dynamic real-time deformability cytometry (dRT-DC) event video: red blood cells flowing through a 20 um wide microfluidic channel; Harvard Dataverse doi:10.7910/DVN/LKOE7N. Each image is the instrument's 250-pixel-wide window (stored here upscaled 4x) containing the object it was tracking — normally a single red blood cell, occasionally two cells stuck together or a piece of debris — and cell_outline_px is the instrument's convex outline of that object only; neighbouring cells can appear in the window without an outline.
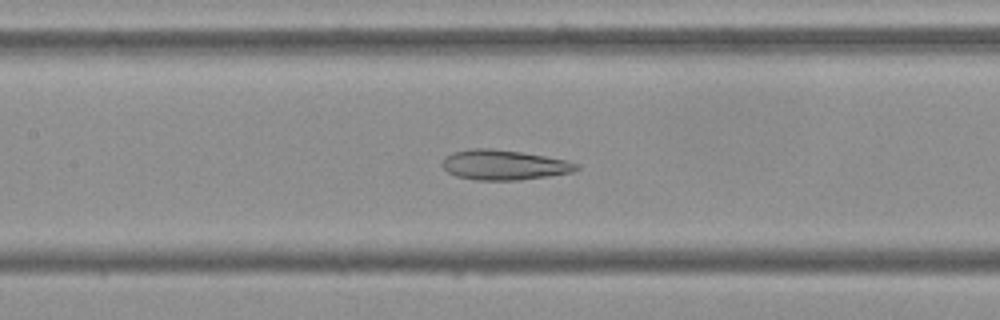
{"species": "Egyptian fruit bat (a non-hibernating species)", "species_latin": "Rousettus aegyptiacus", "temperature_condition": "cold", "stored_images_in_passage": 53, "camera_frame_rate_fps": 3000, "um_per_image_px": 0.085, "frame": {"image": 1, "passage_image": 24, "time_ms": 7.667, "image_size_px": [1000, 320], "cell_outline_px": [[580, 168], [572, 172], [548, 176], [516, 180], [476, 180], [456, 176], [448, 172], [440, 164], [444, 156], [452, 152], [472, 148], [492, 148], [520, 152], [544, 156], [564, 160], [580, 164]], "centroid_in_image_um": [42.79, 14.01], "position_along_channel_um": 164.6, "area_um2": 23.47}}
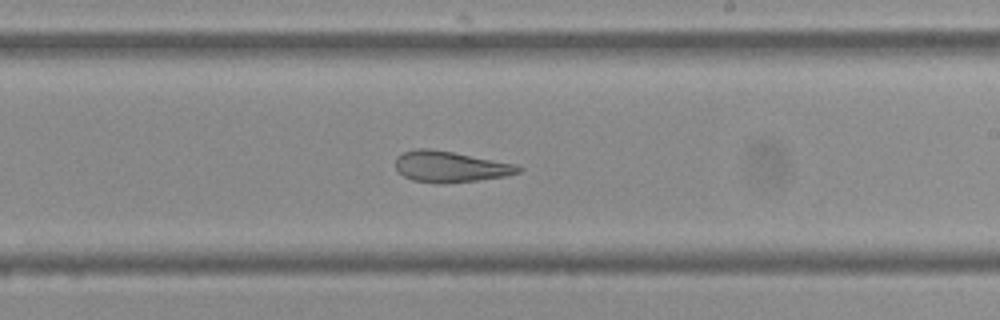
{"frame": {"image": 2, "passage_image": 31, "time_ms": 10.0, "image_size_px": [1000, 320], "cell_outline_px": [[524, 168], [520, 172], [508, 176], [444, 184], [440, 184], [412, 180], [396, 172], [396, 156], [404, 152], [416, 148], [432, 148], [516, 164]], "centroid_in_image_um": [38.26, 14.17], "position_along_channel_um": 250.7, "area_um2": 22.43}}
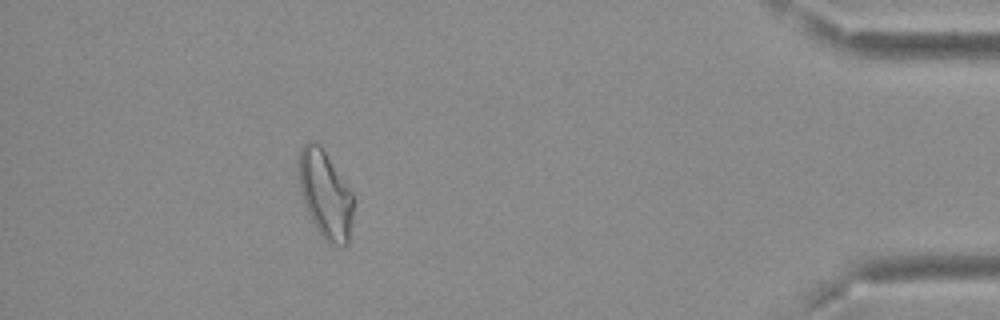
{"frame": {"image": 3, "passage_image": 48, "time_ms": 15.667, "image_size_px": [1000, 320], "cell_outline_px": [[352, 224], [348, 244], [344, 248], [340, 248], [328, 244], [320, 236], [304, 204], [300, 188], [300, 148], [308, 140], [312, 140], [320, 144], [352, 192]], "centroid_in_image_um": [27.67, 16.6], "position_along_channel_um": 407.5, "area_um2": 27.92}, "authors_computed_cell_mechanics": {"area_um2": 26.9348, "velocity_mm_per_s": 3.7086, "shape_relaxation_time_tau1_ms": null, "shape_relaxation_time_tau2_ms": 2.7919, "deformation_change_tau1": null, "deformation_change_tau2": 0.1251}}